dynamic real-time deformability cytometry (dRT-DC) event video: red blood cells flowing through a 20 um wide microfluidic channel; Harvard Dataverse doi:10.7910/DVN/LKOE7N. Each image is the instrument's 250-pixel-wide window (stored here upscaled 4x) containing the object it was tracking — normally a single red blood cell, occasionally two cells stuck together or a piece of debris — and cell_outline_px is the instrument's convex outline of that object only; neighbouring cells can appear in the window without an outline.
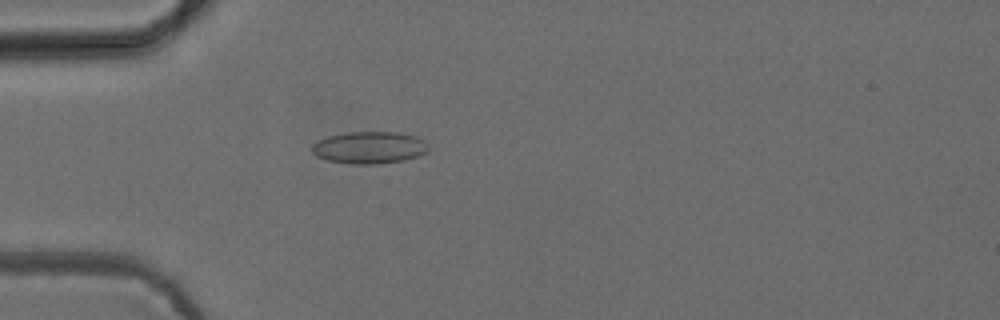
{"species": "common noctule bat (a hibernating species)", "species_latin": "Nyctalus noctula", "temperature_condition": "cold", "stored_images_in_passage": 40, "camera_frame_rate_fps": 3000, "um_per_image_px": 0.085, "animal": {"sex": "female", "body_mass_g": 24.6, "forearm_length_mm": 56.2}, "frame": {"image": 1, "passage_image": 3, "time_ms": 0.667, "image_size_px": [1000, 320], "cell_outline_px": [[428, 152], [404, 160], [376, 164], [348, 164], [328, 160], [316, 156], [312, 152], [312, 144], [328, 136], [348, 132], [400, 132], [416, 136], [424, 140], [428, 144]], "centroid_in_image_um": [31.41, 12.54], "position_along_channel_um": 53.6, "area_um2": 21.85}}
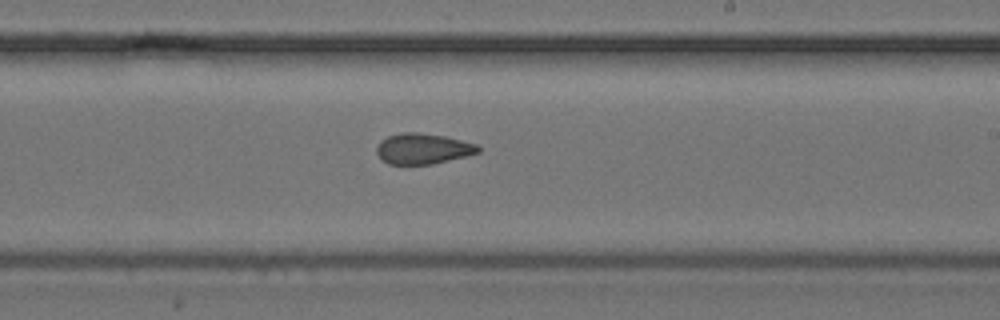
{"frame": {"image": 2, "passage_image": 19, "time_ms": 6.0, "image_size_px": [1000, 320], "cell_outline_px": [[480, 152], [432, 164], [388, 164], [376, 152], [376, 148], [380, 140], [388, 136], [404, 132], [416, 132], [444, 136], [476, 144], [480, 148]], "centroid_in_image_um": [35.92, 12.63], "position_along_channel_um": 253.1, "area_um2": 17.86}}
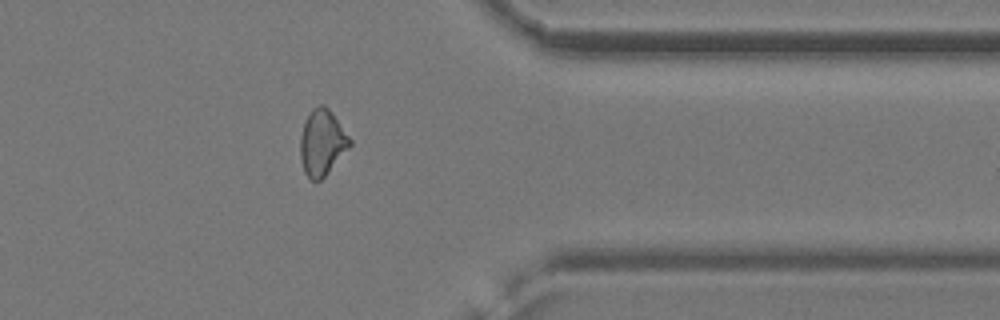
{"frame": {"image": 3, "passage_image": 30, "time_ms": 9.667, "image_size_px": [1000, 320], "cell_outline_px": [[352, 144], [324, 176], [320, 180], [312, 180], [304, 172], [300, 160], [300, 136], [304, 124], [312, 108], [320, 104], [324, 104], [332, 112], [352, 140]], "centroid_in_image_um": [27.37, 12.1], "position_along_channel_um": 384.0, "area_um2": 18.84}, "authors_computed_cell_mechanics": {"area_um2": 18.5827, "velocity_mm_per_s": 3.8858, "shape_relaxation_time_tau1_ms": null, "shape_relaxation_time_tau2_ms": 1.9596, "deformation_change_tau1": null, "deformation_change_tau2": 0.069}}